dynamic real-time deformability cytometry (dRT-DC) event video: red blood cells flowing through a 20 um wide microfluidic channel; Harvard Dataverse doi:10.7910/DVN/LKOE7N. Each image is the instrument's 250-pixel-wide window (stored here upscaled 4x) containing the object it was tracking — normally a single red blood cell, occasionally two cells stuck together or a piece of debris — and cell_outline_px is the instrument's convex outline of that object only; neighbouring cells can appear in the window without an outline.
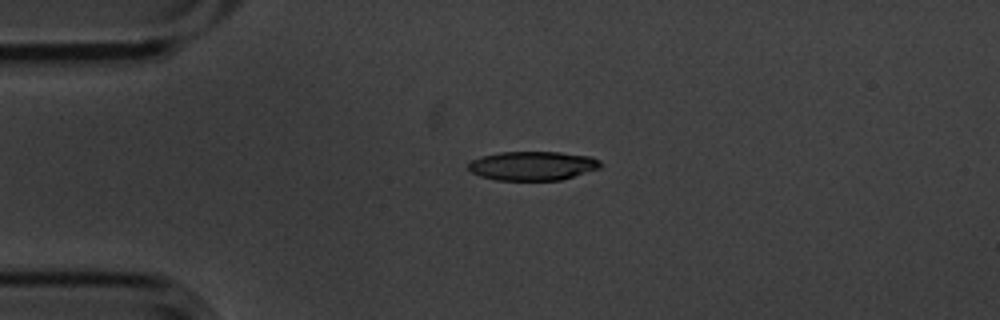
{"species": "common noctule bat (a hibernating species)", "species_latin": "Nyctalus noctula", "temperature_condition": "cold", "stored_images_in_passage": 3, "camera_frame_rate_fps": 3000, "um_per_image_px": 0.085, "animal": {"sex": "male", "body_mass_g": 20.1, "forearm_length_mm": 53.5}, "frame": {"image": 1, "passage_image": 2, "time_ms": 0.333, "image_size_px": [1000, 320], "cell_outline_px": [[604, 164], [600, 168], [560, 180], [496, 180], [480, 176], [472, 172], [468, 168], [468, 164], [472, 160], [484, 156], [500, 152], [560, 152], [592, 156], [600, 160]], "centroid_in_image_um": [45.32, 14.09], "position_along_channel_um": 39.7, "area_um2": 22.37}}